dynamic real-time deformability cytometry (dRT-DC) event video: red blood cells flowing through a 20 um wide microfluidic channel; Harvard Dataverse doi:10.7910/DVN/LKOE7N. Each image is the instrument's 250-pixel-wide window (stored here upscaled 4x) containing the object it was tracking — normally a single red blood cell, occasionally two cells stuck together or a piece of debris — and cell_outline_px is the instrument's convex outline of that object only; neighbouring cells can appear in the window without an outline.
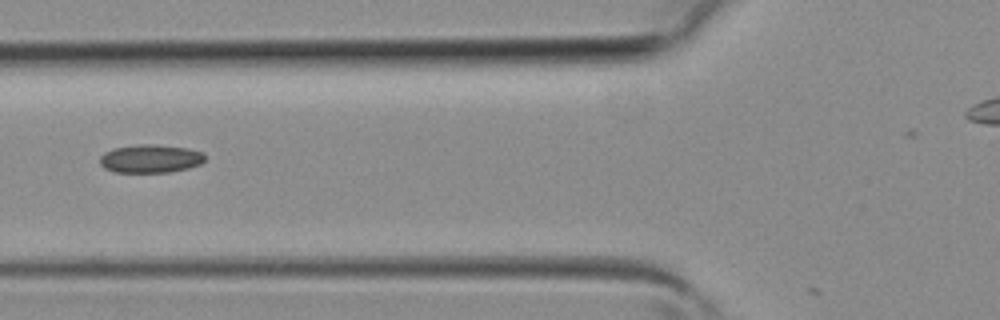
{"species": "common noctule bat (a hibernating species)", "species_latin": "Nyctalus noctula", "temperature_condition": "room temperature", "stored_images_in_passage": 4, "camera_frame_rate_fps": 3000, "um_per_image_px": 0.085, "animal": {"sex": "female", "body_mass_g": 19.3, "forearm_length_mm": 54.1}, "frame": {"image": 1, "passage_image": 3, "time_ms": 0.667, "image_size_px": [1000, 320], "cell_outline_px": [[204, 160], [200, 164], [188, 168], [168, 172], [116, 172], [104, 168], [100, 164], [100, 156], [104, 152], [112, 148], [140, 144], [152, 144], [188, 148], [204, 152]], "centroid_in_image_um": [12.77, 13.48], "position_along_channel_um": 113.0, "area_um2": 17.34}}